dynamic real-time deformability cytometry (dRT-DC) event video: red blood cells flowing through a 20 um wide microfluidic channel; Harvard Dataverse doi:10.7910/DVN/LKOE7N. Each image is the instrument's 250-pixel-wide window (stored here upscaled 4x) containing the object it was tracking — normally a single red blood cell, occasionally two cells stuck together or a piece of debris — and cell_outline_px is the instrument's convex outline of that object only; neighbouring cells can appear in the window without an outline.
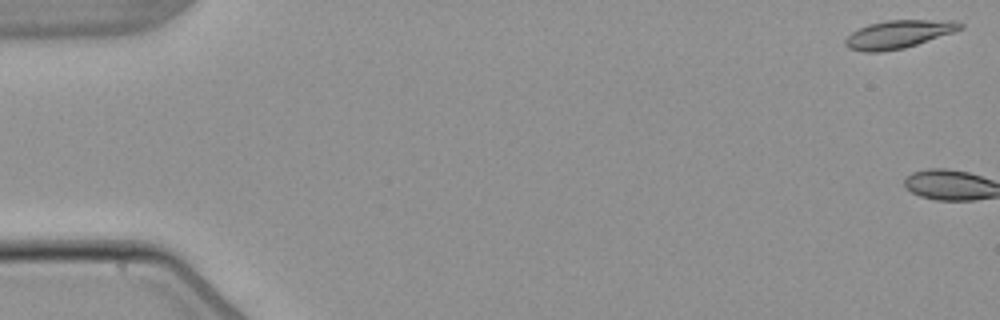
{"species": "common noctule bat (a hibernating species)", "species_latin": "Nyctalus noctula", "temperature_condition": "warm", "stored_images_in_passage": 6, "camera_frame_rate_fps": 3000, "um_per_image_px": 0.085, "animal": {"sex": "male", "body_mass_g": 21.5, "forearm_length_mm": 52.0}, "frame": {"image": 1, "passage_image": 1, "time_ms": 0.0, "image_size_px": [1000, 320], "cell_outline_px": [[964, 28], [904, 48], [880, 52], [864, 52], [848, 48], [844, 44], [844, 40], [852, 32], [868, 24], [888, 20], [952, 20], [964, 24]], "centroid_in_image_um": [76.35, 2.91], "position_along_channel_um": 8.7, "area_um2": 18.61}}